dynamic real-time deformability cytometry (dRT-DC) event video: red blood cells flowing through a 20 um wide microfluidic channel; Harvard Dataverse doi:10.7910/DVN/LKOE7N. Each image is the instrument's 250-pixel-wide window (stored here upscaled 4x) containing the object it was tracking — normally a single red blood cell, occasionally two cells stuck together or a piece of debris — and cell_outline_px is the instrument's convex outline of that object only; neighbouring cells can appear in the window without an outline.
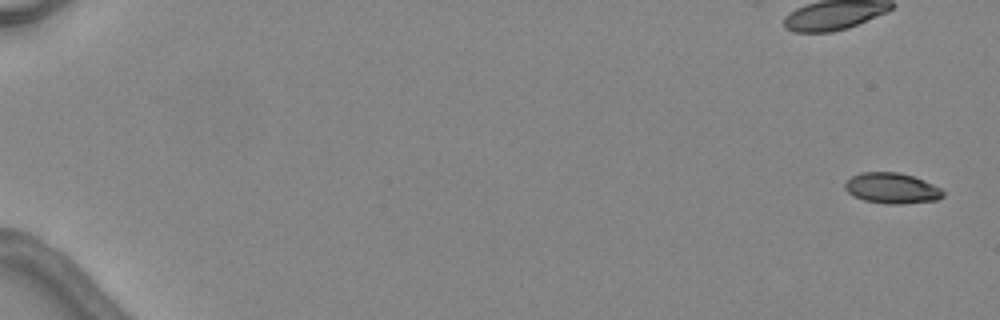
{"species": "common noctule bat (a hibernating species)", "species_latin": "Nyctalus noctula", "temperature_condition": "warm", "stored_images_in_passage": 6, "camera_frame_rate_fps": 3000, "um_per_image_px": 0.085, "animal": {"sex": "female", "body_mass_g": 24.6, "forearm_length_mm": 56.2}, "frame": {"image": 1, "passage_image": 1, "time_ms": 0.0, "image_size_px": [1000, 320], "cell_outline_px": [[944, 196], [936, 200], [900, 204], [884, 204], [864, 200], [848, 192], [844, 188], [844, 180], [860, 172], [896, 172], [912, 176], [924, 180], [940, 188], [944, 192]], "centroid_in_image_um": [75.78, 15.99], "position_along_channel_um": 9.2, "area_um2": 17.51}}
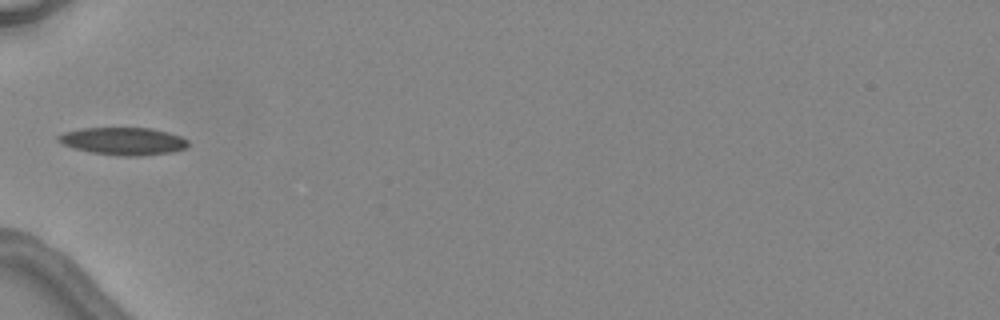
{"frame": {"image": 2, "passage_image": 6, "time_ms": 6.0, "image_size_px": [1000, 320], "cell_outline_px": [[188, 148], [172, 152], [140, 156], [120, 156], [92, 152], [76, 148], [64, 144], [56, 140], [56, 136], [64, 132], [80, 128], [152, 128], [168, 132], [180, 136], [188, 140]], "centroid_in_image_um": [10.5, 11.99], "position_along_channel_um": 74.5, "area_um2": 20.87}}